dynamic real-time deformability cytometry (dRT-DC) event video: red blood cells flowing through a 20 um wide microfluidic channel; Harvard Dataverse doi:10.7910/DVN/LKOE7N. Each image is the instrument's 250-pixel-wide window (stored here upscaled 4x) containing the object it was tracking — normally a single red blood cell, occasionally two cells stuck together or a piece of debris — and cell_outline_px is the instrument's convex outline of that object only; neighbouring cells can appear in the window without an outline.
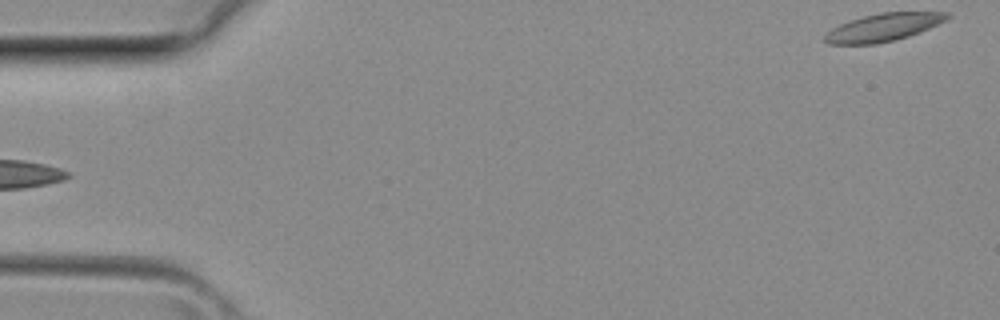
{"species": "common noctule bat (a hibernating species)", "species_latin": "Nyctalus noctula", "temperature_condition": "room temperature", "stored_images_in_passage": 23, "camera_frame_rate_fps": 3000, "um_per_image_px": 0.085, "animal": {"sex": "female", "body_mass_g": 29.2, "forearm_length_mm": 56.3}, "frame": {"image": 1, "passage_image": 1, "time_ms": 0.0, "image_size_px": [1000, 320], "cell_outline_px": [[952, 16], [928, 28], [908, 36], [876, 44], [828, 44], [824, 40], [824, 36], [832, 28], [840, 24], [864, 16], [884, 12], [948, 12]], "centroid_in_image_um": [75.06, 2.32], "position_along_channel_um": 9.9, "area_um2": 19.36}}
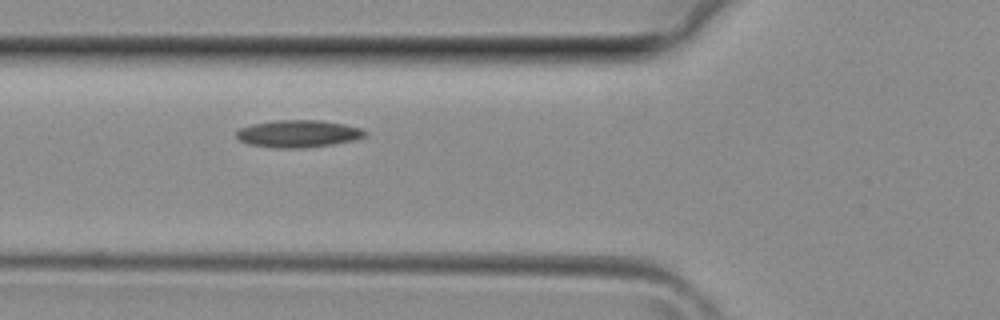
{"frame": {"image": 2, "passage_image": 14, "time_ms": 4.333, "image_size_px": [1000, 320], "cell_outline_px": [[368, 136], [356, 140], [332, 144], [304, 148], [272, 148], [248, 144], [240, 140], [236, 136], [236, 132], [240, 128], [252, 124], [272, 120], [320, 120], [344, 124], [360, 128], [368, 132]], "centroid_in_image_um": [25.37, 11.37], "position_along_channel_um": 100.4, "area_um2": 20.69}}
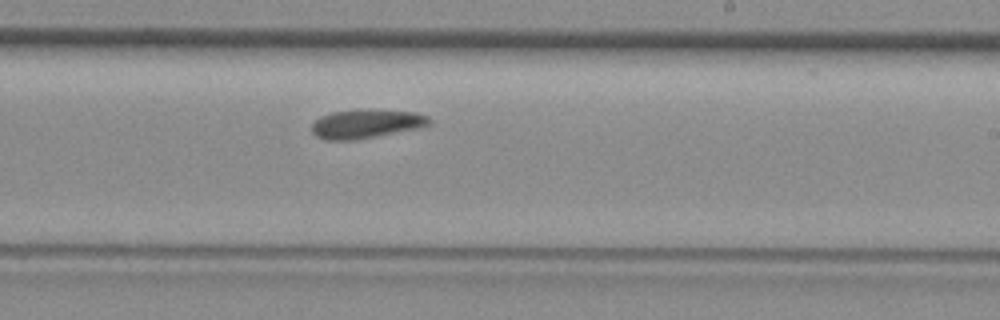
{"frame": {"image": 3, "passage_image": 23, "time_ms": 7.333, "image_size_px": [1000, 320], "cell_outline_px": [[432, 120], [428, 124], [416, 128], [352, 140], [328, 140], [316, 136], [312, 132], [312, 124], [320, 116], [332, 112], [416, 112], [428, 116]], "centroid_in_image_um": [31.07, 10.56], "position_along_channel_um": 257.9, "area_um2": 18.44}}